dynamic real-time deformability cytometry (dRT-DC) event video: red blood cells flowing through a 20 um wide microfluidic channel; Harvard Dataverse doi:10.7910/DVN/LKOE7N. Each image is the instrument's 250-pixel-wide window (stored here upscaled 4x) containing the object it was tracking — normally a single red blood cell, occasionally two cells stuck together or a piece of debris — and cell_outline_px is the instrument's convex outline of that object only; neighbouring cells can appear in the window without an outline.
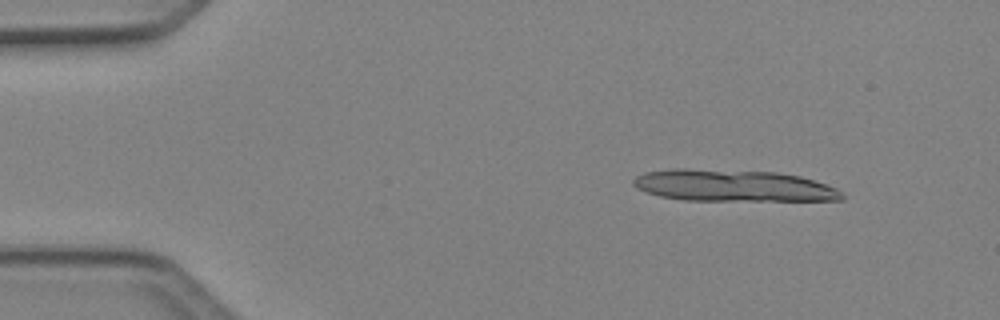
{"species": "Egyptian fruit bat (a non-hibernating species)", "species_latin": "Rousettus aegyptiacus", "temperature_condition": "cold", "stored_images_in_passage": 5, "camera_frame_rate_fps": 3000, "um_per_image_px": 0.085, "animal": {"sex": "female"}, "frame": {"image": 1, "passage_image": 5, "time_ms": 1.333, "image_size_px": [1000, 320], "cell_outline_px": [[844, 200], [684, 200], [660, 196], [648, 192], [632, 184], [632, 180], [636, 176], [644, 172], [676, 168], [688, 168], [776, 172], [800, 176], [836, 188], [844, 196]], "centroid_in_image_um": [62.29, 15.77], "position_along_channel_um": 22.7, "area_um2": 38.32}}